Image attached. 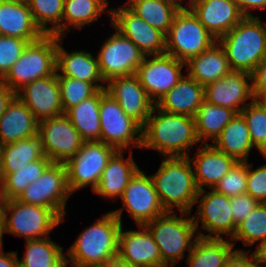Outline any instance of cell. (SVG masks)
Instances as JSON below:
<instances>
[{
    "label": "cell",
    "instance_id": "obj_1",
    "mask_svg": "<svg viewBox=\"0 0 266 267\" xmlns=\"http://www.w3.org/2000/svg\"><path fill=\"white\" fill-rule=\"evenodd\" d=\"M198 143L195 118L191 116L166 112L154 106L142 127L141 148L156 150L163 157L191 156L188 151Z\"/></svg>",
    "mask_w": 266,
    "mask_h": 267
},
{
    "label": "cell",
    "instance_id": "obj_2",
    "mask_svg": "<svg viewBox=\"0 0 266 267\" xmlns=\"http://www.w3.org/2000/svg\"><path fill=\"white\" fill-rule=\"evenodd\" d=\"M123 210L107 212L80 232L65 252L72 267H98L117 256Z\"/></svg>",
    "mask_w": 266,
    "mask_h": 267
},
{
    "label": "cell",
    "instance_id": "obj_3",
    "mask_svg": "<svg viewBox=\"0 0 266 267\" xmlns=\"http://www.w3.org/2000/svg\"><path fill=\"white\" fill-rule=\"evenodd\" d=\"M150 176L166 212H175L177 208L191 214L199 190L189 156L163 157L157 172Z\"/></svg>",
    "mask_w": 266,
    "mask_h": 267
},
{
    "label": "cell",
    "instance_id": "obj_4",
    "mask_svg": "<svg viewBox=\"0 0 266 267\" xmlns=\"http://www.w3.org/2000/svg\"><path fill=\"white\" fill-rule=\"evenodd\" d=\"M262 22L259 16H245L218 40L232 71L252 74L266 57V21Z\"/></svg>",
    "mask_w": 266,
    "mask_h": 267
},
{
    "label": "cell",
    "instance_id": "obj_5",
    "mask_svg": "<svg viewBox=\"0 0 266 267\" xmlns=\"http://www.w3.org/2000/svg\"><path fill=\"white\" fill-rule=\"evenodd\" d=\"M188 214L180 212L181 216H178L177 212H166L144 225L159 247L163 265L179 263L199 237L193 217Z\"/></svg>",
    "mask_w": 266,
    "mask_h": 267
},
{
    "label": "cell",
    "instance_id": "obj_6",
    "mask_svg": "<svg viewBox=\"0 0 266 267\" xmlns=\"http://www.w3.org/2000/svg\"><path fill=\"white\" fill-rule=\"evenodd\" d=\"M61 223L62 217L54 209L23 203L17 199L6 200L0 227V244H3L4 233L25 237V240L41 239L48 237Z\"/></svg>",
    "mask_w": 266,
    "mask_h": 267
},
{
    "label": "cell",
    "instance_id": "obj_7",
    "mask_svg": "<svg viewBox=\"0 0 266 267\" xmlns=\"http://www.w3.org/2000/svg\"><path fill=\"white\" fill-rule=\"evenodd\" d=\"M58 37L44 34L28 43L21 57L3 78L4 83L15 93L34 80L52 75L56 71Z\"/></svg>",
    "mask_w": 266,
    "mask_h": 267
},
{
    "label": "cell",
    "instance_id": "obj_8",
    "mask_svg": "<svg viewBox=\"0 0 266 267\" xmlns=\"http://www.w3.org/2000/svg\"><path fill=\"white\" fill-rule=\"evenodd\" d=\"M165 38V54L185 63L218 41L190 9L175 14Z\"/></svg>",
    "mask_w": 266,
    "mask_h": 267
},
{
    "label": "cell",
    "instance_id": "obj_9",
    "mask_svg": "<svg viewBox=\"0 0 266 267\" xmlns=\"http://www.w3.org/2000/svg\"><path fill=\"white\" fill-rule=\"evenodd\" d=\"M100 141L118 151L142 147V126L127 116L119 103L105 89H100Z\"/></svg>",
    "mask_w": 266,
    "mask_h": 267
},
{
    "label": "cell",
    "instance_id": "obj_10",
    "mask_svg": "<svg viewBox=\"0 0 266 267\" xmlns=\"http://www.w3.org/2000/svg\"><path fill=\"white\" fill-rule=\"evenodd\" d=\"M116 151L113 146L102 141L83 142L76 154L65 163L70 192L88 186L94 192L108 160Z\"/></svg>",
    "mask_w": 266,
    "mask_h": 267
},
{
    "label": "cell",
    "instance_id": "obj_11",
    "mask_svg": "<svg viewBox=\"0 0 266 267\" xmlns=\"http://www.w3.org/2000/svg\"><path fill=\"white\" fill-rule=\"evenodd\" d=\"M197 202H199V205L192 217L198 236L204 238L230 236L231 239L237 228L230 208L231 198L218 193L214 189L207 192L204 188L198 192L196 204ZM200 221L201 226H199ZM204 230L208 233L205 234Z\"/></svg>",
    "mask_w": 266,
    "mask_h": 267
},
{
    "label": "cell",
    "instance_id": "obj_12",
    "mask_svg": "<svg viewBox=\"0 0 266 267\" xmlns=\"http://www.w3.org/2000/svg\"><path fill=\"white\" fill-rule=\"evenodd\" d=\"M71 195L65 163H52L38 180L26 187L17 200L54 209L64 222L66 203Z\"/></svg>",
    "mask_w": 266,
    "mask_h": 267
},
{
    "label": "cell",
    "instance_id": "obj_13",
    "mask_svg": "<svg viewBox=\"0 0 266 267\" xmlns=\"http://www.w3.org/2000/svg\"><path fill=\"white\" fill-rule=\"evenodd\" d=\"M99 70L105 82L110 79L136 74L145 55L118 30L107 38L98 51Z\"/></svg>",
    "mask_w": 266,
    "mask_h": 267
},
{
    "label": "cell",
    "instance_id": "obj_14",
    "mask_svg": "<svg viewBox=\"0 0 266 267\" xmlns=\"http://www.w3.org/2000/svg\"><path fill=\"white\" fill-rule=\"evenodd\" d=\"M186 63L168 54L145 56L136 75L149 98L156 104L184 76Z\"/></svg>",
    "mask_w": 266,
    "mask_h": 267
},
{
    "label": "cell",
    "instance_id": "obj_15",
    "mask_svg": "<svg viewBox=\"0 0 266 267\" xmlns=\"http://www.w3.org/2000/svg\"><path fill=\"white\" fill-rule=\"evenodd\" d=\"M110 10L113 28L130 39L145 56L165 54L166 38L163 32L153 28L125 4Z\"/></svg>",
    "mask_w": 266,
    "mask_h": 267
},
{
    "label": "cell",
    "instance_id": "obj_16",
    "mask_svg": "<svg viewBox=\"0 0 266 267\" xmlns=\"http://www.w3.org/2000/svg\"><path fill=\"white\" fill-rule=\"evenodd\" d=\"M37 133L41 136L47 158L52 163H66L84 142L65 113L40 121Z\"/></svg>",
    "mask_w": 266,
    "mask_h": 267
},
{
    "label": "cell",
    "instance_id": "obj_17",
    "mask_svg": "<svg viewBox=\"0 0 266 267\" xmlns=\"http://www.w3.org/2000/svg\"><path fill=\"white\" fill-rule=\"evenodd\" d=\"M121 201L137 226L145 225L166 213L151 176L146 175L141 169L130 180L123 192Z\"/></svg>",
    "mask_w": 266,
    "mask_h": 267
},
{
    "label": "cell",
    "instance_id": "obj_18",
    "mask_svg": "<svg viewBox=\"0 0 266 267\" xmlns=\"http://www.w3.org/2000/svg\"><path fill=\"white\" fill-rule=\"evenodd\" d=\"M204 93L207 102L233 109L236 113L256 99L252 74L243 71H231L220 80L206 85ZM249 99L251 102H246Z\"/></svg>",
    "mask_w": 266,
    "mask_h": 267
},
{
    "label": "cell",
    "instance_id": "obj_19",
    "mask_svg": "<svg viewBox=\"0 0 266 267\" xmlns=\"http://www.w3.org/2000/svg\"><path fill=\"white\" fill-rule=\"evenodd\" d=\"M16 96L31 110L38 123L64 114L56 71L28 83L16 92Z\"/></svg>",
    "mask_w": 266,
    "mask_h": 267
},
{
    "label": "cell",
    "instance_id": "obj_20",
    "mask_svg": "<svg viewBox=\"0 0 266 267\" xmlns=\"http://www.w3.org/2000/svg\"><path fill=\"white\" fill-rule=\"evenodd\" d=\"M105 90L119 103L127 116L142 127L146 124L155 103L149 98L136 74L110 79L106 82Z\"/></svg>",
    "mask_w": 266,
    "mask_h": 267
},
{
    "label": "cell",
    "instance_id": "obj_21",
    "mask_svg": "<svg viewBox=\"0 0 266 267\" xmlns=\"http://www.w3.org/2000/svg\"><path fill=\"white\" fill-rule=\"evenodd\" d=\"M138 230H124L123 224L119 232L117 256L130 267H156L163 265L159 247L151 233L144 225Z\"/></svg>",
    "mask_w": 266,
    "mask_h": 267
},
{
    "label": "cell",
    "instance_id": "obj_22",
    "mask_svg": "<svg viewBox=\"0 0 266 267\" xmlns=\"http://www.w3.org/2000/svg\"><path fill=\"white\" fill-rule=\"evenodd\" d=\"M189 9L217 40L245 17L233 0H192Z\"/></svg>",
    "mask_w": 266,
    "mask_h": 267
},
{
    "label": "cell",
    "instance_id": "obj_23",
    "mask_svg": "<svg viewBox=\"0 0 266 267\" xmlns=\"http://www.w3.org/2000/svg\"><path fill=\"white\" fill-rule=\"evenodd\" d=\"M63 40L64 38L58 37L56 51L57 76L84 80L92 83L98 90L105 89L106 82L101 76L97 57L95 58L92 53L84 50L68 52L61 45Z\"/></svg>",
    "mask_w": 266,
    "mask_h": 267
},
{
    "label": "cell",
    "instance_id": "obj_24",
    "mask_svg": "<svg viewBox=\"0 0 266 267\" xmlns=\"http://www.w3.org/2000/svg\"><path fill=\"white\" fill-rule=\"evenodd\" d=\"M197 149L192 158L189 156L197 188L199 191L204 189L203 186L213 189L237 161L218 150L212 143L197 146Z\"/></svg>",
    "mask_w": 266,
    "mask_h": 267
},
{
    "label": "cell",
    "instance_id": "obj_25",
    "mask_svg": "<svg viewBox=\"0 0 266 267\" xmlns=\"http://www.w3.org/2000/svg\"><path fill=\"white\" fill-rule=\"evenodd\" d=\"M125 151H116L108 160L101 179L93 193L104 199L116 200L123 192L133 176L140 170L133 158V151L124 159Z\"/></svg>",
    "mask_w": 266,
    "mask_h": 267
},
{
    "label": "cell",
    "instance_id": "obj_26",
    "mask_svg": "<svg viewBox=\"0 0 266 267\" xmlns=\"http://www.w3.org/2000/svg\"><path fill=\"white\" fill-rule=\"evenodd\" d=\"M0 35L31 43L40 39L44 33L36 25L28 4L0 0Z\"/></svg>",
    "mask_w": 266,
    "mask_h": 267
},
{
    "label": "cell",
    "instance_id": "obj_27",
    "mask_svg": "<svg viewBox=\"0 0 266 267\" xmlns=\"http://www.w3.org/2000/svg\"><path fill=\"white\" fill-rule=\"evenodd\" d=\"M205 100L204 86L186 74L155 106L163 111L195 117Z\"/></svg>",
    "mask_w": 266,
    "mask_h": 267
},
{
    "label": "cell",
    "instance_id": "obj_28",
    "mask_svg": "<svg viewBox=\"0 0 266 267\" xmlns=\"http://www.w3.org/2000/svg\"><path fill=\"white\" fill-rule=\"evenodd\" d=\"M232 71L224 47L215 42L201 54L186 62L187 74L202 86L220 80Z\"/></svg>",
    "mask_w": 266,
    "mask_h": 267
},
{
    "label": "cell",
    "instance_id": "obj_29",
    "mask_svg": "<svg viewBox=\"0 0 266 267\" xmlns=\"http://www.w3.org/2000/svg\"><path fill=\"white\" fill-rule=\"evenodd\" d=\"M38 122L31 110L15 96L0 117L2 145L26 139L37 133Z\"/></svg>",
    "mask_w": 266,
    "mask_h": 267
},
{
    "label": "cell",
    "instance_id": "obj_30",
    "mask_svg": "<svg viewBox=\"0 0 266 267\" xmlns=\"http://www.w3.org/2000/svg\"><path fill=\"white\" fill-rule=\"evenodd\" d=\"M237 162H248L254 148L248 125L241 113H236L212 144Z\"/></svg>",
    "mask_w": 266,
    "mask_h": 267
},
{
    "label": "cell",
    "instance_id": "obj_31",
    "mask_svg": "<svg viewBox=\"0 0 266 267\" xmlns=\"http://www.w3.org/2000/svg\"><path fill=\"white\" fill-rule=\"evenodd\" d=\"M47 157L41 136L35 135L13 143L2 145L3 178L29 162Z\"/></svg>",
    "mask_w": 266,
    "mask_h": 267
},
{
    "label": "cell",
    "instance_id": "obj_32",
    "mask_svg": "<svg viewBox=\"0 0 266 267\" xmlns=\"http://www.w3.org/2000/svg\"><path fill=\"white\" fill-rule=\"evenodd\" d=\"M234 247L230 239L198 237L186 262L189 267H223Z\"/></svg>",
    "mask_w": 266,
    "mask_h": 267
},
{
    "label": "cell",
    "instance_id": "obj_33",
    "mask_svg": "<svg viewBox=\"0 0 266 267\" xmlns=\"http://www.w3.org/2000/svg\"><path fill=\"white\" fill-rule=\"evenodd\" d=\"M108 5L107 0H64L62 38L73 28L81 30L84 26L94 23L106 11L110 16Z\"/></svg>",
    "mask_w": 266,
    "mask_h": 267
},
{
    "label": "cell",
    "instance_id": "obj_34",
    "mask_svg": "<svg viewBox=\"0 0 266 267\" xmlns=\"http://www.w3.org/2000/svg\"><path fill=\"white\" fill-rule=\"evenodd\" d=\"M235 115L233 109L204 100L194 117L199 142L208 144L209 139L214 142Z\"/></svg>",
    "mask_w": 266,
    "mask_h": 267
},
{
    "label": "cell",
    "instance_id": "obj_35",
    "mask_svg": "<svg viewBox=\"0 0 266 267\" xmlns=\"http://www.w3.org/2000/svg\"><path fill=\"white\" fill-rule=\"evenodd\" d=\"M100 89L91 97L70 108L65 114L84 142L100 141Z\"/></svg>",
    "mask_w": 266,
    "mask_h": 267
},
{
    "label": "cell",
    "instance_id": "obj_36",
    "mask_svg": "<svg viewBox=\"0 0 266 267\" xmlns=\"http://www.w3.org/2000/svg\"><path fill=\"white\" fill-rule=\"evenodd\" d=\"M125 5L165 35L172 25L175 14L179 11L174 5L164 0H127Z\"/></svg>",
    "mask_w": 266,
    "mask_h": 267
},
{
    "label": "cell",
    "instance_id": "obj_37",
    "mask_svg": "<svg viewBox=\"0 0 266 267\" xmlns=\"http://www.w3.org/2000/svg\"><path fill=\"white\" fill-rule=\"evenodd\" d=\"M25 252L19 267H54L65 256L63 247L56 244L51 237L25 241Z\"/></svg>",
    "mask_w": 266,
    "mask_h": 267
},
{
    "label": "cell",
    "instance_id": "obj_38",
    "mask_svg": "<svg viewBox=\"0 0 266 267\" xmlns=\"http://www.w3.org/2000/svg\"><path fill=\"white\" fill-rule=\"evenodd\" d=\"M51 164L49 158L42 157L7 174L1 182L6 200L17 199L26 187L38 180Z\"/></svg>",
    "mask_w": 266,
    "mask_h": 267
},
{
    "label": "cell",
    "instance_id": "obj_39",
    "mask_svg": "<svg viewBox=\"0 0 266 267\" xmlns=\"http://www.w3.org/2000/svg\"><path fill=\"white\" fill-rule=\"evenodd\" d=\"M28 5L36 25L44 34L62 38L64 0H30Z\"/></svg>",
    "mask_w": 266,
    "mask_h": 267
},
{
    "label": "cell",
    "instance_id": "obj_40",
    "mask_svg": "<svg viewBox=\"0 0 266 267\" xmlns=\"http://www.w3.org/2000/svg\"><path fill=\"white\" fill-rule=\"evenodd\" d=\"M230 241H241L245 246L257 244L256 249L266 241V203L260 202L247 217L237 225Z\"/></svg>",
    "mask_w": 266,
    "mask_h": 267
},
{
    "label": "cell",
    "instance_id": "obj_41",
    "mask_svg": "<svg viewBox=\"0 0 266 267\" xmlns=\"http://www.w3.org/2000/svg\"><path fill=\"white\" fill-rule=\"evenodd\" d=\"M248 125L254 148L266 156V104L255 99L240 112Z\"/></svg>",
    "mask_w": 266,
    "mask_h": 267
},
{
    "label": "cell",
    "instance_id": "obj_42",
    "mask_svg": "<svg viewBox=\"0 0 266 267\" xmlns=\"http://www.w3.org/2000/svg\"><path fill=\"white\" fill-rule=\"evenodd\" d=\"M57 78L60 86L61 104L64 113L83 102L85 99L93 96L98 91L92 83L84 80L64 76H57Z\"/></svg>",
    "mask_w": 266,
    "mask_h": 267
},
{
    "label": "cell",
    "instance_id": "obj_43",
    "mask_svg": "<svg viewBox=\"0 0 266 267\" xmlns=\"http://www.w3.org/2000/svg\"><path fill=\"white\" fill-rule=\"evenodd\" d=\"M227 197H235L247 192V162H237L213 188Z\"/></svg>",
    "mask_w": 266,
    "mask_h": 267
},
{
    "label": "cell",
    "instance_id": "obj_44",
    "mask_svg": "<svg viewBox=\"0 0 266 267\" xmlns=\"http://www.w3.org/2000/svg\"><path fill=\"white\" fill-rule=\"evenodd\" d=\"M28 43L20 38L0 35V78L6 76Z\"/></svg>",
    "mask_w": 266,
    "mask_h": 267
},
{
    "label": "cell",
    "instance_id": "obj_45",
    "mask_svg": "<svg viewBox=\"0 0 266 267\" xmlns=\"http://www.w3.org/2000/svg\"><path fill=\"white\" fill-rule=\"evenodd\" d=\"M266 159V156H264ZM253 165L247 162V192L252 198L266 203V164L252 169Z\"/></svg>",
    "mask_w": 266,
    "mask_h": 267
},
{
    "label": "cell",
    "instance_id": "obj_46",
    "mask_svg": "<svg viewBox=\"0 0 266 267\" xmlns=\"http://www.w3.org/2000/svg\"><path fill=\"white\" fill-rule=\"evenodd\" d=\"M260 202L252 198L248 193L231 197V212L234 224L237 226L249 213H251Z\"/></svg>",
    "mask_w": 266,
    "mask_h": 267
},
{
    "label": "cell",
    "instance_id": "obj_47",
    "mask_svg": "<svg viewBox=\"0 0 266 267\" xmlns=\"http://www.w3.org/2000/svg\"><path fill=\"white\" fill-rule=\"evenodd\" d=\"M235 249L227 258L223 267H260L255 251ZM250 254V255H249Z\"/></svg>",
    "mask_w": 266,
    "mask_h": 267
},
{
    "label": "cell",
    "instance_id": "obj_48",
    "mask_svg": "<svg viewBox=\"0 0 266 267\" xmlns=\"http://www.w3.org/2000/svg\"><path fill=\"white\" fill-rule=\"evenodd\" d=\"M253 93L256 99L266 97V57L252 73Z\"/></svg>",
    "mask_w": 266,
    "mask_h": 267
},
{
    "label": "cell",
    "instance_id": "obj_49",
    "mask_svg": "<svg viewBox=\"0 0 266 267\" xmlns=\"http://www.w3.org/2000/svg\"><path fill=\"white\" fill-rule=\"evenodd\" d=\"M244 16H254L251 11L266 9V0H233Z\"/></svg>",
    "mask_w": 266,
    "mask_h": 267
},
{
    "label": "cell",
    "instance_id": "obj_50",
    "mask_svg": "<svg viewBox=\"0 0 266 267\" xmlns=\"http://www.w3.org/2000/svg\"><path fill=\"white\" fill-rule=\"evenodd\" d=\"M15 96L16 93L4 83L3 78H0V117Z\"/></svg>",
    "mask_w": 266,
    "mask_h": 267
},
{
    "label": "cell",
    "instance_id": "obj_51",
    "mask_svg": "<svg viewBox=\"0 0 266 267\" xmlns=\"http://www.w3.org/2000/svg\"><path fill=\"white\" fill-rule=\"evenodd\" d=\"M16 251L4 252L3 244H0V267H19Z\"/></svg>",
    "mask_w": 266,
    "mask_h": 267
},
{
    "label": "cell",
    "instance_id": "obj_52",
    "mask_svg": "<svg viewBox=\"0 0 266 267\" xmlns=\"http://www.w3.org/2000/svg\"><path fill=\"white\" fill-rule=\"evenodd\" d=\"M258 258L260 267H266V241L254 250Z\"/></svg>",
    "mask_w": 266,
    "mask_h": 267
},
{
    "label": "cell",
    "instance_id": "obj_53",
    "mask_svg": "<svg viewBox=\"0 0 266 267\" xmlns=\"http://www.w3.org/2000/svg\"><path fill=\"white\" fill-rule=\"evenodd\" d=\"M98 267H130V266L126 264L123 260H121L118 256H116L110 260H107Z\"/></svg>",
    "mask_w": 266,
    "mask_h": 267
},
{
    "label": "cell",
    "instance_id": "obj_54",
    "mask_svg": "<svg viewBox=\"0 0 266 267\" xmlns=\"http://www.w3.org/2000/svg\"><path fill=\"white\" fill-rule=\"evenodd\" d=\"M5 204H6V198L4 195L2 183L0 182V227H1V223H2V217H3Z\"/></svg>",
    "mask_w": 266,
    "mask_h": 267
},
{
    "label": "cell",
    "instance_id": "obj_55",
    "mask_svg": "<svg viewBox=\"0 0 266 267\" xmlns=\"http://www.w3.org/2000/svg\"><path fill=\"white\" fill-rule=\"evenodd\" d=\"M164 1H166V2H169V3H171L172 5H174L176 8H178L179 10H185V9H189V7H190V4H191V2H192V0H184V1H186V3L187 2H189L188 4H186V6H182V2H184L183 0H164Z\"/></svg>",
    "mask_w": 266,
    "mask_h": 267
},
{
    "label": "cell",
    "instance_id": "obj_56",
    "mask_svg": "<svg viewBox=\"0 0 266 267\" xmlns=\"http://www.w3.org/2000/svg\"><path fill=\"white\" fill-rule=\"evenodd\" d=\"M68 264L72 265L70 260L65 256L57 265L54 267H67Z\"/></svg>",
    "mask_w": 266,
    "mask_h": 267
},
{
    "label": "cell",
    "instance_id": "obj_57",
    "mask_svg": "<svg viewBox=\"0 0 266 267\" xmlns=\"http://www.w3.org/2000/svg\"><path fill=\"white\" fill-rule=\"evenodd\" d=\"M3 179V172H2V144L0 143V182Z\"/></svg>",
    "mask_w": 266,
    "mask_h": 267
},
{
    "label": "cell",
    "instance_id": "obj_58",
    "mask_svg": "<svg viewBox=\"0 0 266 267\" xmlns=\"http://www.w3.org/2000/svg\"><path fill=\"white\" fill-rule=\"evenodd\" d=\"M8 1H13L16 3H23V4H28L30 2V0H8Z\"/></svg>",
    "mask_w": 266,
    "mask_h": 267
},
{
    "label": "cell",
    "instance_id": "obj_59",
    "mask_svg": "<svg viewBox=\"0 0 266 267\" xmlns=\"http://www.w3.org/2000/svg\"><path fill=\"white\" fill-rule=\"evenodd\" d=\"M156 267H176V265H167V264H164V265L156 266Z\"/></svg>",
    "mask_w": 266,
    "mask_h": 267
},
{
    "label": "cell",
    "instance_id": "obj_60",
    "mask_svg": "<svg viewBox=\"0 0 266 267\" xmlns=\"http://www.w3.org/2000/svg\"><path fill=\"white\" fill-rule=\"evenodd\" d=\"M266 104V97L261 99Z\"/></svg>",
    "mask_w": 266,
    "mask_h": 267
}]
</instances>
